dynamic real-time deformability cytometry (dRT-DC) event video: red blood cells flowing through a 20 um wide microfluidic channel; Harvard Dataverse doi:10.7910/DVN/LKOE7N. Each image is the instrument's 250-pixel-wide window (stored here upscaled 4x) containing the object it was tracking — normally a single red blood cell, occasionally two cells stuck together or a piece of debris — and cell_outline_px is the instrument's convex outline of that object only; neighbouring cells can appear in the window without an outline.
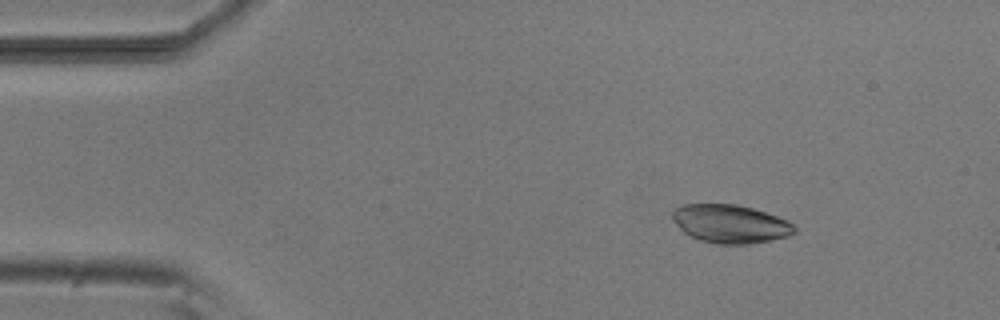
{"species": "common noctule bat (a hibernating species)", "species_latin": "Nyctalus noctula", "temperature_condition": "room temperature", "stored_images_in_passage": 4, "camera_frame_rate_fps": 3000, "um_per_image_px": 0.085, "animal": {"sex": "male", "body_mass_g": 20.5, "forearm_length_mm": 52.5}, "frame": {"image": 1, "passage_image": 1, "time_ms": 0.0, "image_size_px": [1000, 320], "cell_outline_px": [[796, 232], [788, 236], [748, 244], [716, 244], [700, 240], [684, 232], [672, 220], [672, 212], [676, 208], [684, 204], [736, 204], [752, 208], [788, 220], [796, 228]], "centroid_in_image_um": [62.07, 19.02], "position_along_channel_um": 22.9, "area_um2": 27.11}}
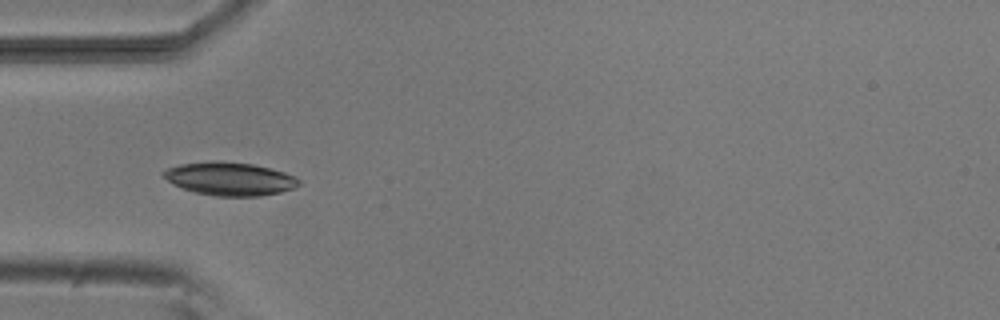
{"frame": {"image": 2, "passage_image": 3, "time_ms": 3.0, "image_size_px": [1000, 320], "cell_outline_px": [[300, 184], [292, 188], [280, 192], [260, 196], [216, 196], [196, 192], [184, 188], [160, 176], [160, 172], [168, 168], [180, 164], [212, 160], [220, 160], [252, 164], [284, 172], [296, 176], [300, 180]], "centroid_in_image_um": [19.52, 15.18], "position_along_channel_um": 65.5, "area_um2": 26.18}}
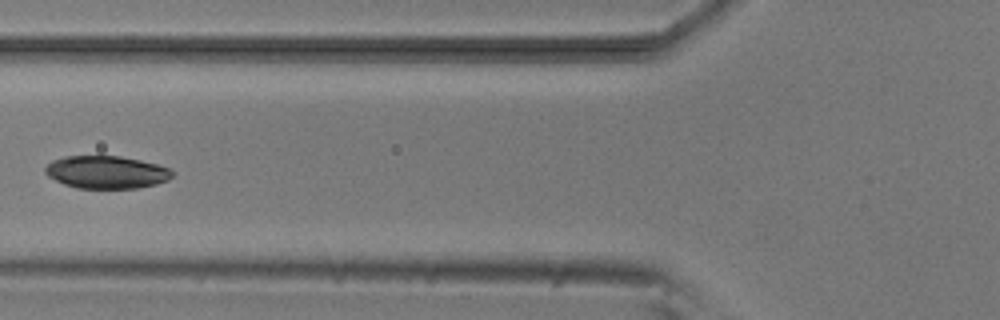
{"frame": {"image": 3, "passage_image": 4, "time_ms": 4.333, "image_size_px": [1000, 320], "cell_outline_px": [[176, 172], [168, 180], [156, 184], [136, 188], [76, 188], [64, 184], [48, 176], [44, 172], [44, 168], [52, 160], [64, 156], [120, 156], [140, 160], [172, 168]], "centroid_in_image_um": [9.06, 14.63], "position_along_channel_um": 116.7, "area_um2": 24.33}}